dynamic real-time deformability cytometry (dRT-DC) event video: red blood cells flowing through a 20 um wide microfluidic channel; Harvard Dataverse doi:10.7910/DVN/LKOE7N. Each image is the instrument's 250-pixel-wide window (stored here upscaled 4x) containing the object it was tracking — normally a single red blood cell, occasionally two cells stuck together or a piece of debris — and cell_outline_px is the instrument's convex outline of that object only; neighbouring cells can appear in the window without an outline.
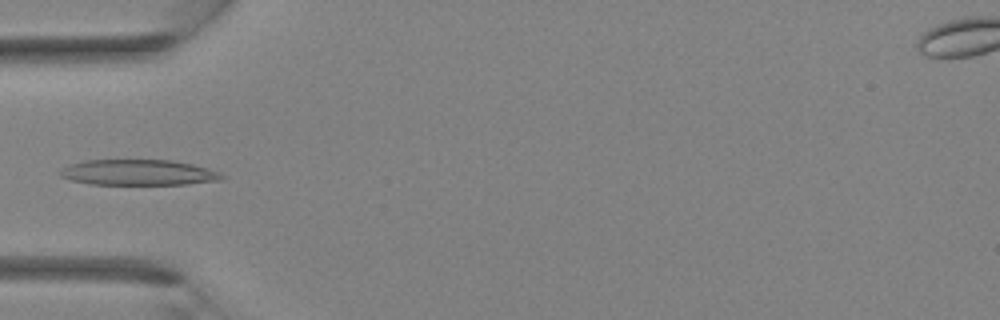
{"species": "Egyptian fruit bat (a non-hibernating species)", "species_latin": "Rousettus aegyptiacus", "temperature_condition": "room temperature", "stored_images_in_passage": 36, "camera_frame_rate_fps": 3000, "um_per_image_px": 0.085, "animal": {"sex": "female"}, "frame": {"image": 1, "passage_image": 12, "time_ms": 3.667, "image_size_px": [1000, 320], "cell_outline_px": [[228, 176], [224, 180], [188, 184], [92, 184], [72, 180], [60, 176], [56, 172], [68, 164], [84, 160], [172, 160], [192, 164], [208, 168], [220, 172]], "centroid_in_image_um": [11.79, 14.66], "position_along_channel_um": 73.2, "area_um2": 24.45}}
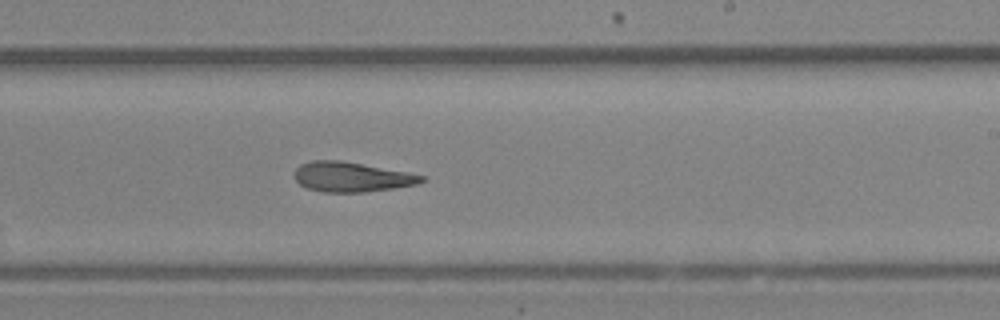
{"frame": {"image": 2, "passage_image": 22, "time_ms": 7.0, "image_size_px": [1000, 320], "cell_outline_px": [[428, 180], [416, 184], [392, 188], [364, 192], [324, 192], [308, 188], [300, 184], [292, 176], [296, 168], [300, 164], [312, 160], [340, 160], [408, 172], [424, 176]], "centroid_in_image_um": [29.86, 15.03], "position_along_channel_um": 259.1, "area_um2": 22.08}}
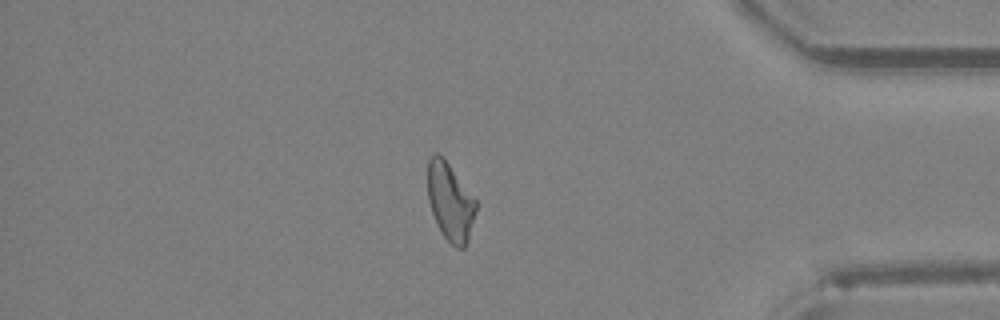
{"frame": {"image": 3, "passage_image": 31, "time_ms": 10.0, "image_size_px": [1000, 320], "cell_outline_px": [[476, 208], [468, 240], [464, 248], [456, 248], [444, 236], [432, 212], [428, 200], [428, 160], [436, 152], [448, 164], [476, 200]], "centroid_in_image_um": [38.26, 17.17], "position_along_channel_um": 396.9, "area_um2": 21.15}}